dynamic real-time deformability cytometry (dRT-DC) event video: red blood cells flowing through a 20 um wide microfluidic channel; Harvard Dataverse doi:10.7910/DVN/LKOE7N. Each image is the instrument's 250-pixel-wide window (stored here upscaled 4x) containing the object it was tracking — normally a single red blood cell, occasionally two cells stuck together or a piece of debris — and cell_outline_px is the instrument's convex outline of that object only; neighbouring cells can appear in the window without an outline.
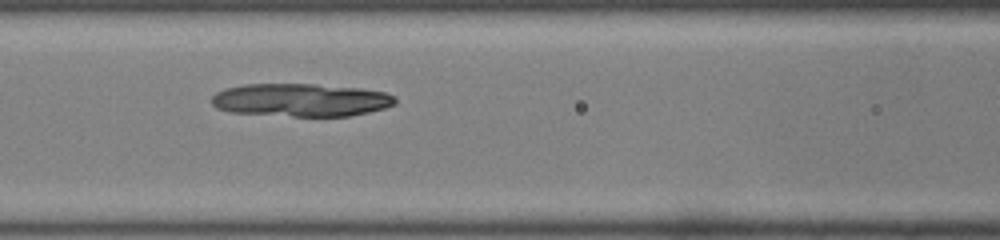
{"species": "common noctule bat (a hibernating species)", "species_latin": "Nyctalus noctula", "temperature_condition": "room temperature", "stored_images_in_passage": 34, "segment_of_instrument_passage": [3, 3], "camera_frame_rate_fps": 3000, "um_per_image_px": 0.085, "animal": {"sex": "male", "body_mass_g": 19.0, "forearm_length_mm": 50.8}, "frame": {"image": 1, "passage_image": 11, "time_ms": 3.333, "image_size_px": [1000, 240], "cell_outline_px": [[392, 100], [388, 104], [376, 108], [360, 112], [340, 116], [304, 116], [228, 108], [216, 104], [216, 96], [224, 92], [236, 88], [316, 88], [376, 92], [392, 96]], "centroid_in_image_um": [25.73, 8.58], "position_along_channel_um": 140.9, "area_um2": 28.21}}
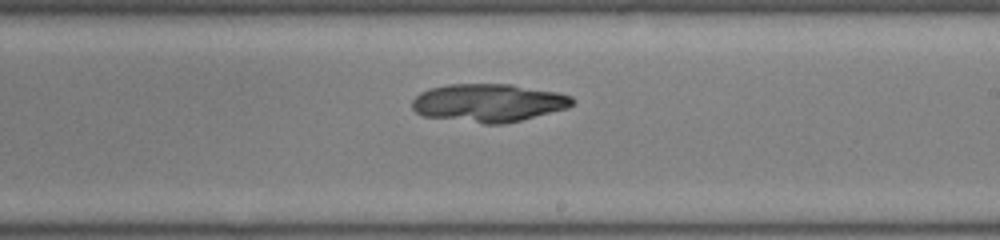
{"frame": {"image": 2, "passage_image": 19, "time_ms": 6.0, "image_size_px": [1000, 240], "cell_outline_px": [[572, 104], [516, 120], [484, 120], [420, 112], [416, 108], [416, 100], [420, 96], [428, 92], [440, 88], [512, 88], [540, 92], [564, 96], [572, 100]], "centroid_in_image_um": [41.58, 8.76], "position_along_channel_um": 247.4, "area_um2": 27.86}}
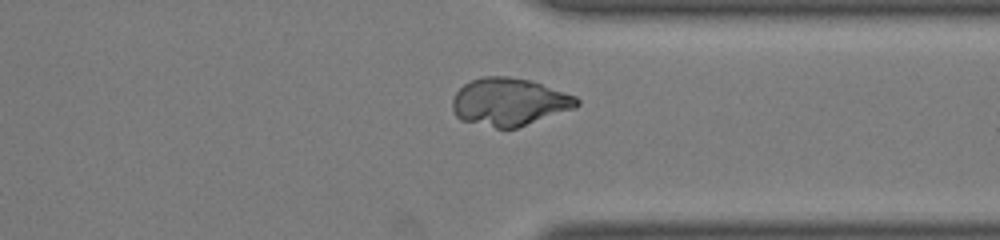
{"frame": {"image": 3, "passage_image": 28, "time_ms": 9.0, "image_size_px": [1000, 240], "cell_outline_px": [[576, 104], [512, 128], [500, 128], [460, 116], [456, 112], [456, 96], [468, 84], [476, 80], [520, 80], [536, 84], [572, 96], [576, 100]], "centroid_in_image_um": [43.27, 8.69], "position_along_channel_um": 368.1, "area_um2": 29.59}}